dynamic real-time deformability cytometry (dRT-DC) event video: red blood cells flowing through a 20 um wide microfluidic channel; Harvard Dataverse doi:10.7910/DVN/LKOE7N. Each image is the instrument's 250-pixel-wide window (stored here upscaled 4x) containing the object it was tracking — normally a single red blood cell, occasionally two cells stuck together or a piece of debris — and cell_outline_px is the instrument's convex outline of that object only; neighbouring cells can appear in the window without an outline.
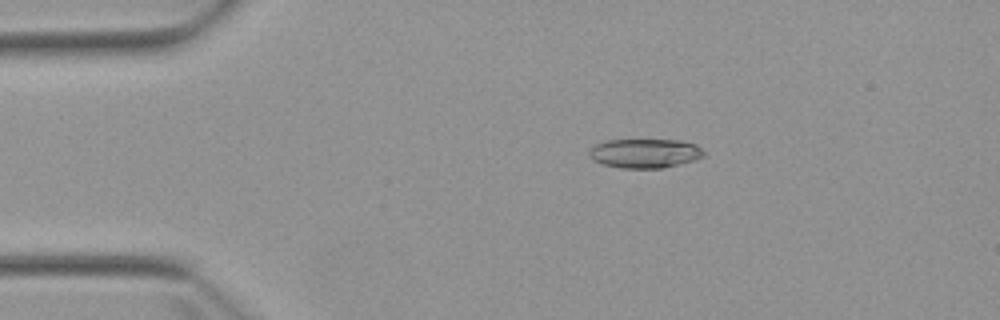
{"species": "Egyptian fruit bat (a non-hibernating species)", "species_latin": "Rousettus aegyptiacus", "temperature_condition": "warm", "stored_images_in_passage": 5, "camera_frame_rate_fps": 3000, "um_per_image_px": 0.085, "animal": {"sex": "female"}, "frame": {"image": 1, "passage_image": 3, "time_ms": 2.333, "image_size_px": [1000, 320], "cell_outline_px": [[704, 156], [696, 160], [664, 168], [620, 168], [604, 164], [592, 160], [588, 156], [588, 152], [596, 144], [608, 140], [680, 140], [696, 144], [704, 152]], "centroid_in_image_um": [54.82, 13.03], "position_along_channel_um": 30.2, "area_um2": 19.59}}
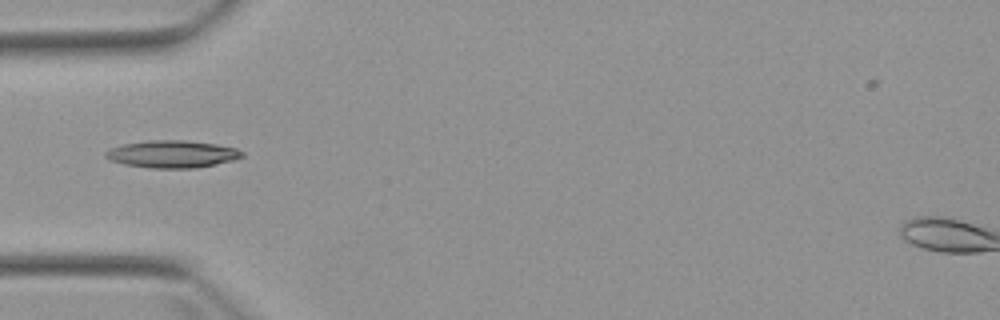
{"frame": {"image": 2, "passage_image": 5, "time_ms": 4.667, "image_size_px": [1000, 320], "cell_outline_px": [[244, 156], [232, 160], [216, 164], [196, 168], [152, 168], [124, 164], [112, 160], [104, 156], [104, 152], [112, 148], [124, 144], [148, 140], [184, 140], [216, 144], [236, 148], [244, 152]], "centroid_in_image_um": [14.66, 13.09], "position_along_channel_um": 70.3, "area_um2": 21.62}}